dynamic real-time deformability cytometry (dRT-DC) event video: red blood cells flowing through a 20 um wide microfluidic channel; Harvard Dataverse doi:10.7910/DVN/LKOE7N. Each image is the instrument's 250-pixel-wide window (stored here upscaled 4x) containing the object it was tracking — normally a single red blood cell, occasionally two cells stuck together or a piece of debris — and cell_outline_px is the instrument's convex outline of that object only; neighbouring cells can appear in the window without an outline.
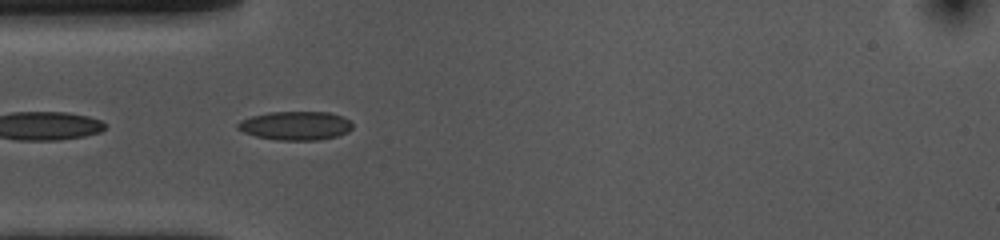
{"species": "common noctule bat (a hibernating species)", "species_latin": "Nyctalus noctula", "temperature_condition": "cold", "stored_images_in_passage": 26, "camera_frame_rate_fps": 3000, "um_per_image_px": 0.085, "animal": {"sex": "female", "body_mass_g": 10.0, "forearm_length_mm": 53.1}, "frame": {"image": 1, "passage_image": 2, "time_ms": 0.333, "image_size_px": [1000, 240], "cell_outline_px": [[352, 128], [348, 132], [336, 136], [316, 140], [276, 140], [256, 136], [244, 132], [236, 128], [236, 124], [240, 120], [252, 116], [268, 112], [328, 112], [344, 116], [352, 124]], "centroid_in_image_um": [25.11, 10.68], "position_along_channel_um": 59.9, "area_um2": 19.25}}
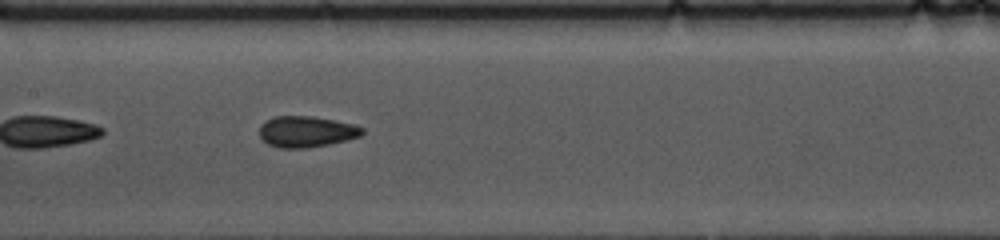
{"frame": {"image": 2, "passage_image": 12, "time_ms": 3.667, "image_size_px": [1000, 240], "cell_outline_px": [[364, 132], [360, 136], [348, 140], [308, 148], [280, 148], [268, 144], [260, 136], [260, 124], [264, 120], [272, 116], [312, 116], [336, 120], [356, 124], [364, 128]], "centroid_in_image_um": [26.05, 11.18], "position_along_channel_um": 181.3, "area_um2": 18.9}}
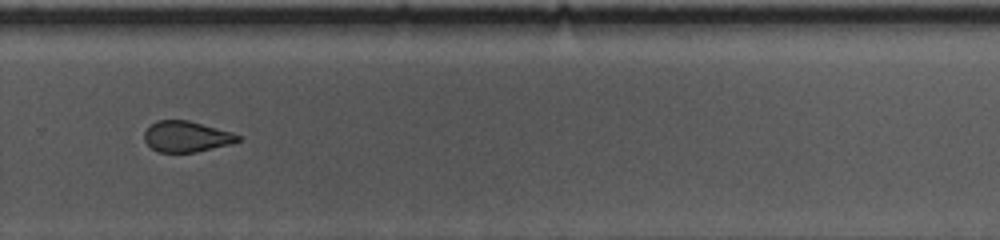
{"frame": {"image": 3, "passage_image": 23, "time_ms": 7.333, "image_size_px": [1000, 240], "cell_outline_px": [[240, 140], [232, 144], [196, 152], [160, 152], [152, 148], [144, 140], [144, 132], [156, 120], [188, 120], [232, 132], [240, 136]], "centroid_in_image_um": [15.86, 11.61], "position_along_channel_um": 313.9, "area_um2": 16.76}}